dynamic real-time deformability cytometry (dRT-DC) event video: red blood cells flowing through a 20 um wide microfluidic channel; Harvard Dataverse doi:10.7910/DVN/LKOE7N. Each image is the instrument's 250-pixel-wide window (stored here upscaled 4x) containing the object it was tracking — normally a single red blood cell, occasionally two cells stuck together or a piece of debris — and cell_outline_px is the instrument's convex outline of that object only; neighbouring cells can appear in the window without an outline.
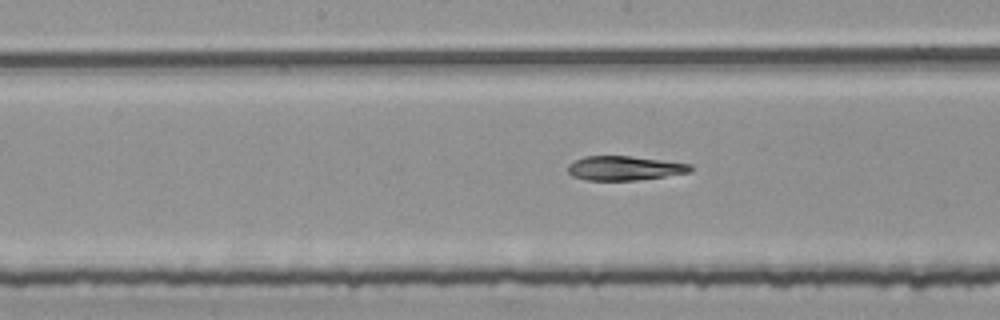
{"species": "common noctule bat (a hibernating species)", "species_latin": "Nyctalus noctula", "temperature_condition": "room temperature", "stored_images_in_passage": 53, "segment_of_instrument_passage": [2, 2], "camera_frame_rate_fps": 3000, "um_per_image_px": 0.085, "animal": {"sex": "female", "body_mass_g": 25.1}, "frame": {"image": 1, "passage_image": 27, "time_ms": 8.667, "image_size_px": [1000, 320], "cell_outline_px": [[692, 172], [636, 180], [584, 180], [572, 176], [568, 172], [568, 164], [584, 156], [628, 156], [692, 164]], "centroid_in_image_um": [53.06, 14.3], "position_along_channel_um": 195.1, "area_um2": 17.22}}
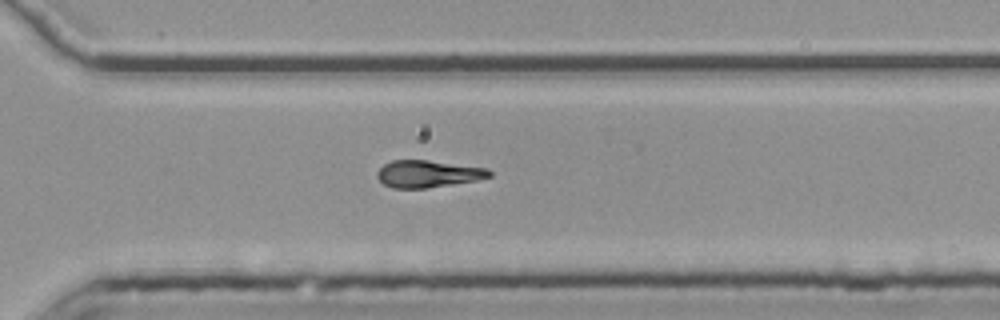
{"frame": {"image": 2, "passage_image": 38, "time_ms": 12.333, "image_size_px": [1000, 320], "cell_outline_px": [[492, 176], [476, 180], [452, 184], [424, 188], [392, 188], [384, 184], [376, 176], [376, 172], [384, 164], [392, 160], [428, 160], [488, 168], [492, 172]], "centroid_in_image_um": [36.37, 14.77], "position_along_channel_um": 334.2, "area_um2": 17.69}}
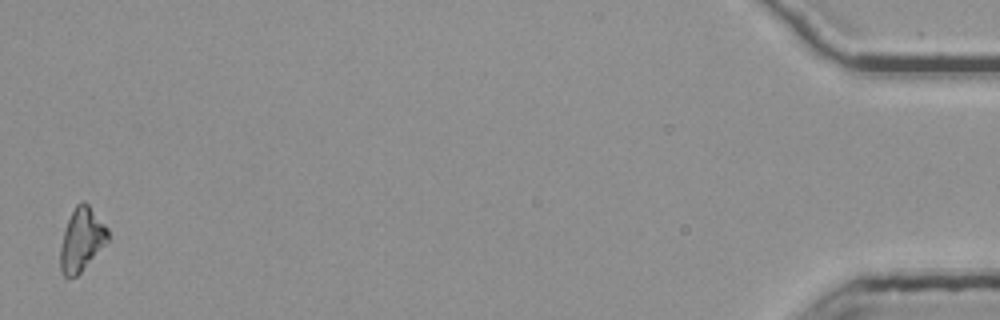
{"frame": {"image": 3, "passage_image": 53, "time_ms": 17.333, "image_size_px": [1000, 320], "cell_outline_px": [[108, 240], [80, 272], [76, 276], [64, 276], [60, 268], [60, 248], [64, 232], [68, 220], [76, 204], [80, 200], [84, 200], [88, 204], [108, 228]], "centroid_in_image_um": [6.93, 20.33], "position_along_channel_um": 428.3, "area_um2": 17.11}}